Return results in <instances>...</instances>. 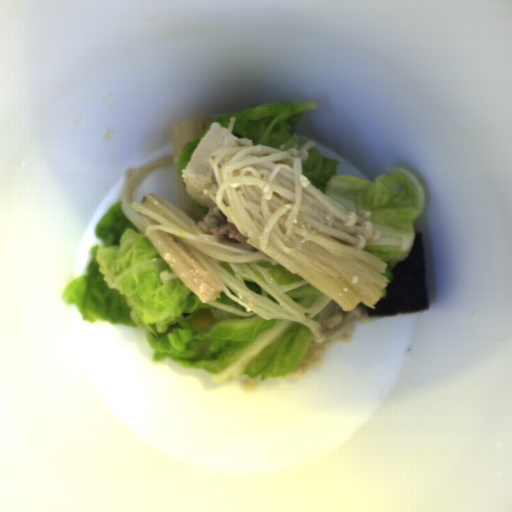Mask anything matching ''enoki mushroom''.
Returning a JSON list of instances; mask_svg holds the SVG:
<instances>
[{"mask_svg":"<svg viewBox=\"0 0 512 512\" xmlns=\"http://www.w3.org/2000/svg\"><path fill=\"white\" fill-rule=\"evenodd\" d=\"M230 118L222 148L209 161L217 191L203 190L233 223L245 243L215 236L200 221L201 214L178 177L182 147L205 131L213 118L182 121L173 126L172 151L126 171L121 191L122 214L155 250L169 269L161 283L179 280L202 303L223 294L241 307L267 319L285 318L309 328L312 341L303 354L292 381L307 369H323L322 352L330 343L351 344L355 324L368 323V308H375L389 280L385 263L365 250L380 241L381 232L365 209L344 208L313 185L303 170L309 141L299 149L276 150L254 145L233 135ZM179 204L154 193L133 195L155 168L171 166ZM226 261L236 277L222 268ZM280 264L303 278L279 286L268 269L258 263ZM254 281L278 304L251 292L241 277ZM322 293L312 306L303 307L286 293L305 284Z\"/></svg>","mask_w":512,"mask_h":512,"instance_id":"enoki-mushroom-1","label":"enoki mushroom"}]
</instances>
